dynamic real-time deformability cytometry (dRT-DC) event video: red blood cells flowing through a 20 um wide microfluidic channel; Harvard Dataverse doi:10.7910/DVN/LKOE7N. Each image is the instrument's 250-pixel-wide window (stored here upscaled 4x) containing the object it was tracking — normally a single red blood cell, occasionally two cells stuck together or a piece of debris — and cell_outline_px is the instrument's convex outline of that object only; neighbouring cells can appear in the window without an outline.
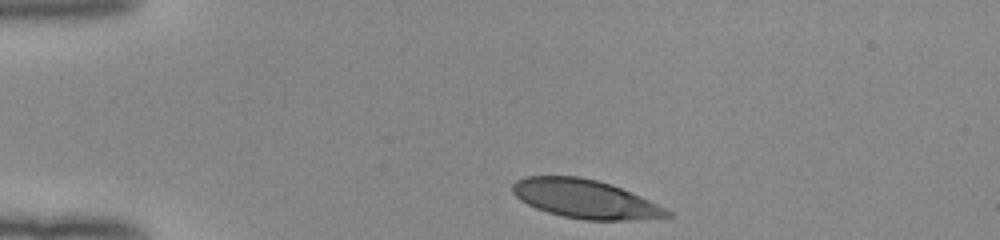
{"species": "human", "species_latin": "Homo sapiens", "temperature_condition": "room temperature", "stored_images_in_passage": 33, "camera_frame_rate_fps": 3000, "um_per_image_px": 0.085, "donor": {"sex": "female"}, "frame": {"image": 1, "passage_image": 1, "time_ms": 0.0, "image_size_px": [1000, 240], "cell_outline_px": [[672, 216], [636, 220], [584, 220], [564, 216], [548, 212], [536, 208], [520, 200], [512, 192], [512, 184], [516, 180], [524, 176], [580, 176], [612, 184], [640, 196], [672, 212]], "centroid_in_image_um": [49.71, 16.9], "position_along_channel_um": 35.3, "area_um2": 34.74}}
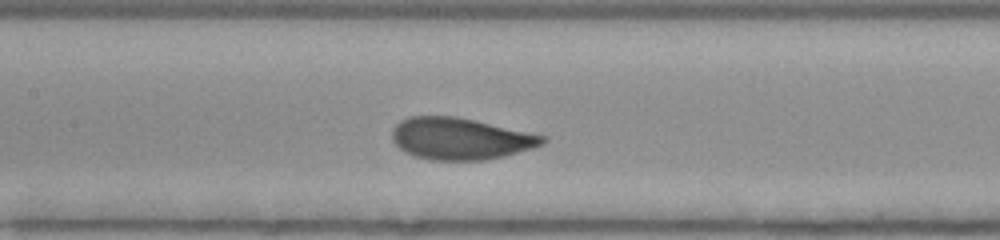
{"frame": {"image": 2, "passage_image": 15, "time_ms": 4.667, "image_size_px": [1000, 240], "cell_outline_px": [[548, 140], [544, 144], [532, 148], [504, 156], [484, 160], [428, 160], [412, 156], [404, 152], [392, 140], [392, 128], [400, 120], [408, 116], [456, 116], [548, 136]], "centroid_in_image_um": [39.12, 11.79], "position_along_channel_um": 168.3, "area_um2": 36.93}}
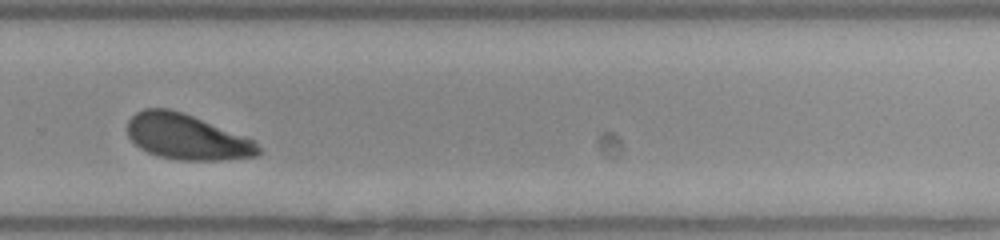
{"frame": {"image": 3, "passage_image": 26, "time_ms": 8.333, "image_size_px": [1000, 240], "cell_outline_px": [[264, 148], [256, 156], [224, 160], [180, 160], [156, 156], [140, 148], [128, 136], [128, 120], [136, 112], [144, 108], [168, 108], [192, 116], [256, 140]], "centroid_in_image_um": [15.91, 11.65], "position_along_channel_um": 313.9, "area_um2": 34.74}, "authors_computed_cell_mechanics": {"area_um2": 36.0672, "velocity_mm_per_s": 3.9866, "shape_relaxation_time_tau1_ms": 1.9673, "shape_relaxation_time_tau2_ms": null, "deformation_change_tau1": 0.1306, "deformation_change_tau2": null}}